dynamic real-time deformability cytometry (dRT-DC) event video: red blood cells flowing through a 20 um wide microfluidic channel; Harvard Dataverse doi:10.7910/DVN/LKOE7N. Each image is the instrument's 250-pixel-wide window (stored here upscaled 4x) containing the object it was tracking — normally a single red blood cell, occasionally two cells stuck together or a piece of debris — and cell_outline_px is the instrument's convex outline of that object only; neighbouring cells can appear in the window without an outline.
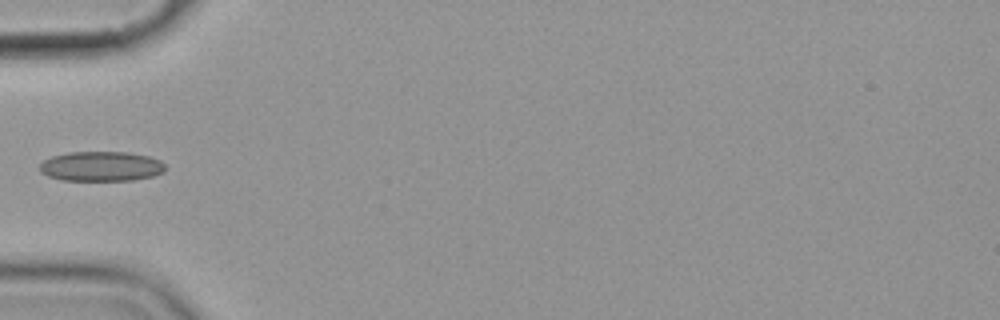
{"species": "common noctule bat (a hibernating species)", "species_latin": "Nyctalus noctula", "temperature_condition": "cold", "stored_images_in_passage": 5, "camera_frame_rate_fps": 3000, "um_per_image_px": 0.085, "animal": {"sex": "female", "body_mass_g": 19.9}, "frame": {"image": 1, "passage_image": 5, "time_ms": 5.333, "image_size_px": [1000, 320], "cell_outline_px": [[164, 172], [152, 176], [132, 180], [60, 180], [48, 176], [40, 172], [40, 164], [44, 160], [52, 156], [68, 152], [128, 152], [148, 156], [160, 160], [164, 164]], "centroid_in_image_um": [8.58, 14.13], "position_along_channel_um": 76.4, "area_um2": 21.79}}